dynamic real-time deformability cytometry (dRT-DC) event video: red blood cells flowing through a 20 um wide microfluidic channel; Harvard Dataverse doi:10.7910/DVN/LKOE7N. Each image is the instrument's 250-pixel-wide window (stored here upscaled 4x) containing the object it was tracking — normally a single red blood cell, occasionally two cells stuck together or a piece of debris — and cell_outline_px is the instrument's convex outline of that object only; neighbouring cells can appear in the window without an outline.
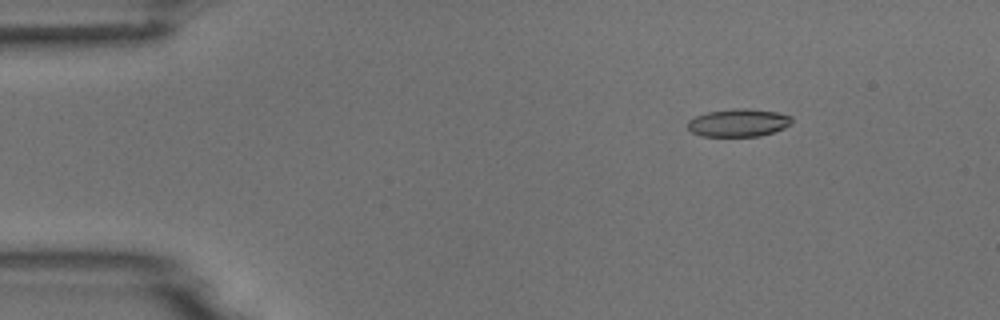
{"species": "common noctule bat (a hibernating species)", "species_latin": "Nyctalus noctula", "temperature_condition": "room temperature", "stored_images_in_passage": 5, "camera_frame_rate_fps": 3000, "um_per_image_px": 0.085, "animal": {"sex": "male", "body_mass_g": 18.8}, "frame": {"image": 1, "passage_image": 3, "time_ms": 2.333, "image_size_px": [1000, 320], "cell_outline_px": [[792, 120], [784, 128], [760, 136], [700, 136], [692, 132], [688, 128], [688, 120], [696, 116], [708, 112], [732, 108], [748, 108], [776, 112], [792, 116]], "centroid_in_image_um": [62.75, 10.43], "position_along_channel_um": 22.3, "area_um2": 16.82}}
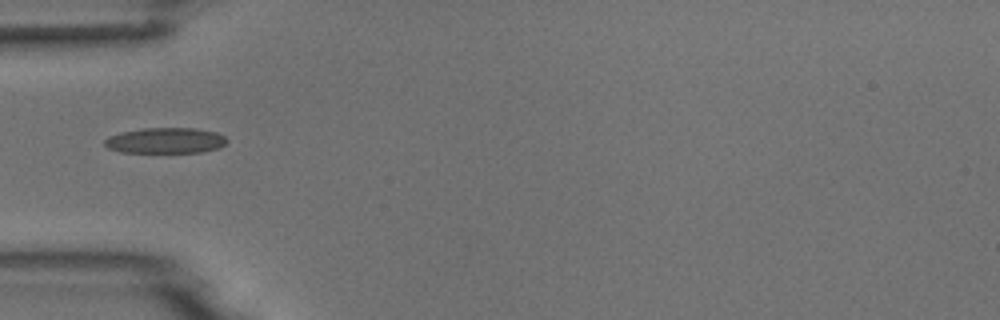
{"frame": {"image": 2, "passage_image": 5, "time_ms": 5.667, "image_size_px": [1000, 320], "cell_outline_px": [[228, 140], [220, 148], [204, 152], [120, 152], [108, 148], [104, 144], [104, 140], [108, 136], [120, 132], [144, 128], [196, 128], [216, 132], [224, 136]], "centroid_in_image_um": [14.07, 11.94], "position_along_channel_um": 70.9, "area_um2": 18.38}}